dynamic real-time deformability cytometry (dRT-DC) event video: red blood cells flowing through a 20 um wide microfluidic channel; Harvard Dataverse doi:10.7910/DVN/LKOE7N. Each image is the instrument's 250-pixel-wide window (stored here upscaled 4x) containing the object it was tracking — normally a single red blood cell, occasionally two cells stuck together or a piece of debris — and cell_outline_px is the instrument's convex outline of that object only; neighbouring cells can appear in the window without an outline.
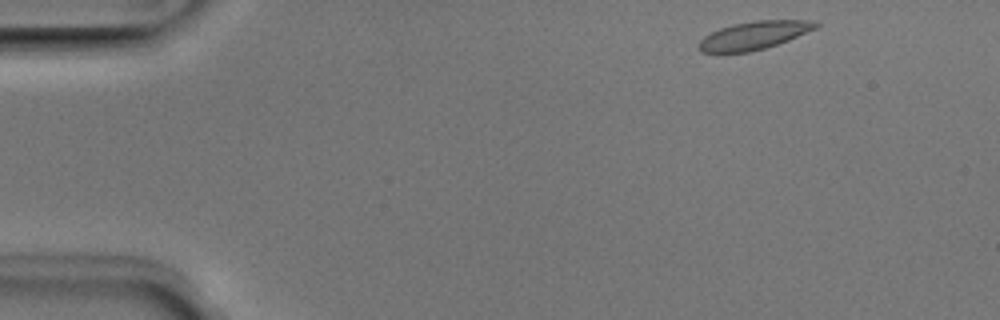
{"species": "Egyptian fruit bat (a non-hibernating species)", "species_latin": "Rousettus aegyptiacus", "temperature_condition": "room temperature", "stored_images_in_passage": 46, "camera_frame_rate_fps": 3000, "um_per_image_px": 0.085, "animal": {"sex": "male"}, "frame": {"image": 1, "passage_image": 1, "time_ms": 0.0, "image_size_px": [1000, 320], "cell_outline_px": [[820, 24], [816, 28], [788, 40], [764, 48], [748, 52], [700, 52], [696, 48], [700, 40], [704, 36], [720, 28], [732, 24], [756, 20], [816, 20]], "centroid_in_image_um": [64.07, 3.0], "position_along_channel_um": 20.9, "area_um2": 19.07}}
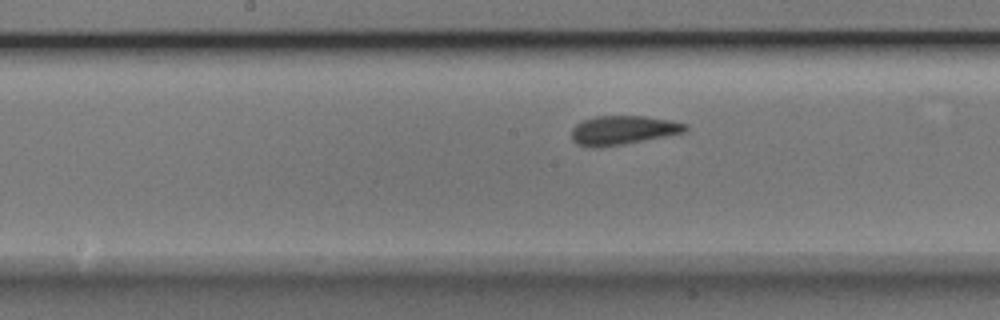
{"frame": {"image": 2, "passage_image": 21, "time_ms": 6.667, "image_size_px": [1000, 320], "cell_outline_px": [[688, 128], [684, 132], [664, 136], [600, 148], [588, 148], [576, 144], [572, 140], [572, 128], [576, 124], [584, 120], [596, 116], [644, 116], [672, 120], [688, 124]], "centroid_in_image_um": [52.92, 11.07], "position_along_channel_um": 195.3, "area_um2": 19.25}}
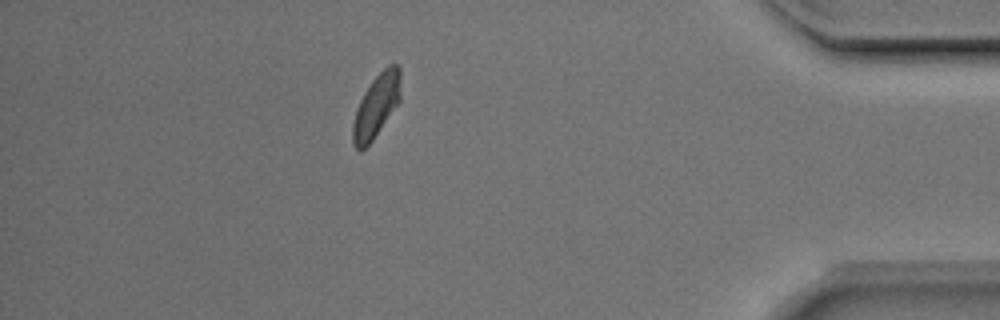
{"frame": {"image": 3, "passage_image": 40, "time_ms": 13.0, "image_size_px": [1000, 320], "cell_outline_px": [[400, 100], [372, 140], [360, 152], [352, 144], [352, 124], [360, 100], [364, 92], [372, 80], [388, 64], [396, 64], [400, 68]], "centroid_in_image_um": [31.97, 8.99], "position_along_channel_um": 403.2, "area_um2": 17.34}, "authors_computed_cell_mechanics": {"area_um2": 18.6694, "velocity_mm_per_s": 3.9513, "shape_relaxation_time_tau1_ms": 3.2697, "shape_relaxation_time_tau2_ms": null, "deformation_change_tau1": 0.1114, "deformation_change_tau2": null}}